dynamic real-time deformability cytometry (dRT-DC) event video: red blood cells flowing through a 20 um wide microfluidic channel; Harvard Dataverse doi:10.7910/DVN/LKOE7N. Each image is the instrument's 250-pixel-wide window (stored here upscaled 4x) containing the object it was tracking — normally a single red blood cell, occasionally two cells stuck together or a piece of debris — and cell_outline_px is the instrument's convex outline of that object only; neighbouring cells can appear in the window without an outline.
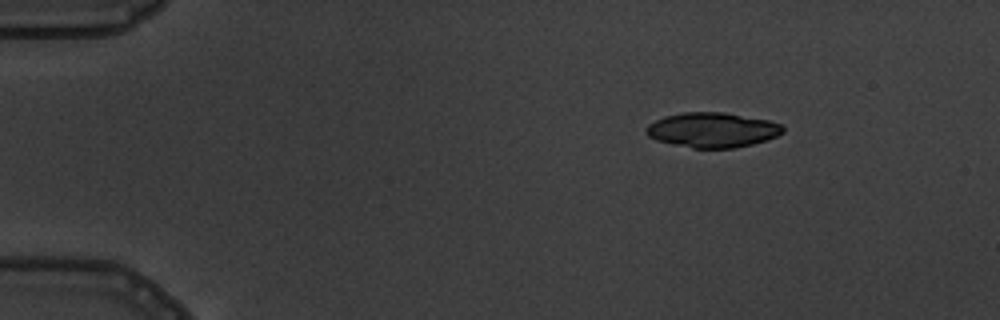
{"species": "common noctule bat (a hibernating species)", "species_latin": "Nyctalus noctula", "temperature_condition": "warm", "stored_images_in_passage": 8, "camera_frame_rate_fps": 3000, "um_per_image_px": 0.085, "animal": {"sex": "male", "body_mass_g": 19.5, "forearm_length_mm": 54.6}, "frame": {"image": 1, "passage_image": 1, "time_ms": 0.0, "image_size_px": [1000, 320], "cell_outline_px": [[784, 132], [768, 140], [752, 144], [732, 148], [692, 148], [656, 140], [648, 136], [644, 128], [648, 124], [664, 116], [684, 112], [724, 112], [768, 120], [780, 124], [784, 128]], "centroid_in_image_um": [60.54, 11.04], "position_along_channel_um": 24.5, "area_um2": 27.8}}
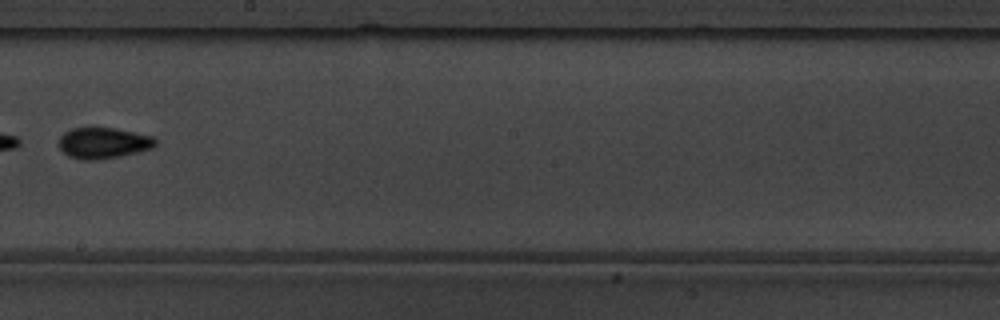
{"frame": {"image": 2, "passage_image": 8, "time_ms": 8.0, "image_size_px": [1000, 320], "cell_outline_px": [[156, 144], [152, 148], [120, 156], [96, 160], [80, 160], [68, 156], [60, 148], [60, 136], [64, 132], [72, 128], [116, 128], [152, 136], [156, 140]], "centroid_in_image_um": [8.77, 12.16], "position_along_channel_um": 239.4, "area_um2": 17.34}}